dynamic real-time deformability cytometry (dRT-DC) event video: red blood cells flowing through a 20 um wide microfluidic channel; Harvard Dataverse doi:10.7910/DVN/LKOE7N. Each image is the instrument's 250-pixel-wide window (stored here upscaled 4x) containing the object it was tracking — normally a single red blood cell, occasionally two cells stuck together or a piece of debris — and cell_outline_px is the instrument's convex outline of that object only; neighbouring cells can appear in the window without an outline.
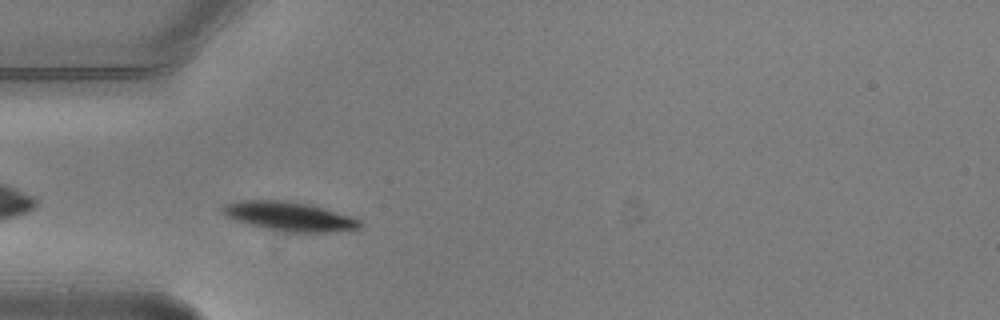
{"species": "common noctule bat (a hibernating species)", "species_latin": "Nyctalus noctula", "temperature_condition": "warm", "stored_images_in_passage": 3, "camera_frame_rate_fps": 3000, "um_per_image_px": 0.085, "animal": {"sex": "male", "body_mass_g": 20.5, "forearm_length_mm": 52.5}, "frame": {"image": 1, "passage_image": 2, "time_ms": 0.333, "image_size_px": [1000, 320], "cell_outline_px": [[364, 224], [360, 228], [328, 232], [284, 232], [264, 228], [236, 220], [228, 216], [220, 208], [224, 204], [240, 200], [284, 200], [308, 204], [324, 208], [360, 220]], "centroid_in_image_um": [24.59, 18.39], "position_along_channel_um": 60.4, "area_um2": 23.06}}